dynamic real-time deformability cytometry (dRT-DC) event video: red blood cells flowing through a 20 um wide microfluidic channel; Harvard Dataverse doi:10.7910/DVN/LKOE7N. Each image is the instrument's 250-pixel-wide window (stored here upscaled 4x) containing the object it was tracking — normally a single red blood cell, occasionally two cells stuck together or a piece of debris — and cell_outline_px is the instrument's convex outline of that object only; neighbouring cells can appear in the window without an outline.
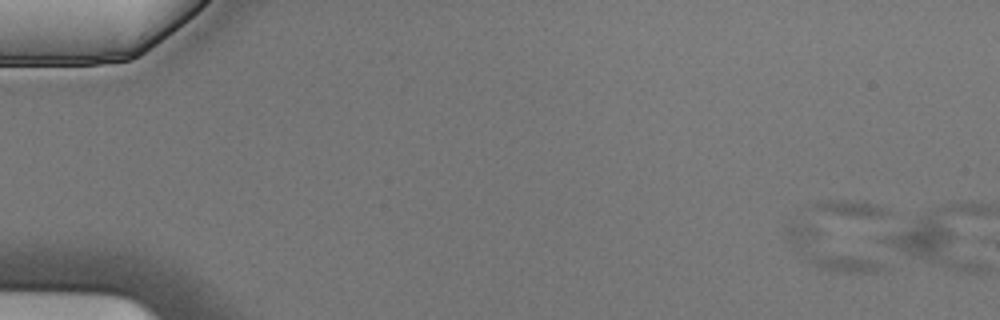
{"species": "Egyptian fruit bat (a non-hibernating species)", "species_latin": "Rousettus aegyptiacus", "temperature_condition": "cold", "stored_images_in_passage": 2, "camera_frame_rate_fps": 3000, "um_per_image_px": 0.085, "animal": {"sex": "male"}, "frame": {"image": 1, "passage_image": 1, "time_ms": 0.0, "image_size_px": [1000, 320], "cell_outline_px": [[888, 268], [880, 272], [836, 272], [824, 268], [816, 264], [792, 248], [788, 240], [784, 228], [784, 224], [808, 224]], "centroid_in_image_um": [70.43, 21.31], "position_along_channel_um": 14.6, "area_um2": 18.03}}